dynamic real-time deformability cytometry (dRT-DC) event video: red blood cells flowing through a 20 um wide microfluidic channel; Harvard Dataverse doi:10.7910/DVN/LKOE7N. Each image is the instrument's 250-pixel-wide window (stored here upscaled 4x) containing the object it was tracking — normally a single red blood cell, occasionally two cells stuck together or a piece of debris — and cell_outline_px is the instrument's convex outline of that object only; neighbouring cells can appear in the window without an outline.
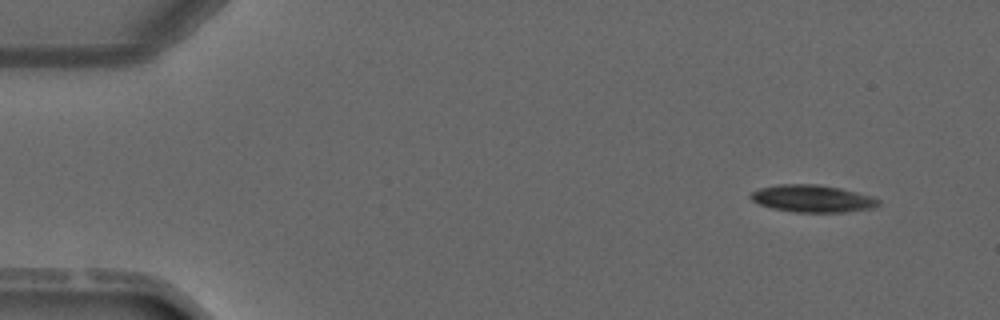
{"species": "common noctule bat (a hibernating species)", "species_latin": "Nyctalus noctula", "temperature_condition": "warm", "stored_images_in_passage": 3, "segment_of_instrument_passage": [2, 2], "camera_frame_rate_fps": 3000, "um_per_image_px": 0.085, "animal": {"sex": "male", "forearm_length_mm": 52.5}, "frame": {"image": 1, "passage_image": 3, "time_ms": 3.667, "image_size_px": [1000, 320], "cell_outline_px": [[880, 204], [872, 208], [844, 212], [796, 212], [772, 208], [760, 204], [752, 200], [748, 196], [752, 192], [760, 188], [776, 184], [820, 184], [840, 188], [872, 196], [880, 200]], "centroid_in_image_um": [69.05, 16.87], "position_along_channel_um": 15.9, "area_um2": 20.29}}